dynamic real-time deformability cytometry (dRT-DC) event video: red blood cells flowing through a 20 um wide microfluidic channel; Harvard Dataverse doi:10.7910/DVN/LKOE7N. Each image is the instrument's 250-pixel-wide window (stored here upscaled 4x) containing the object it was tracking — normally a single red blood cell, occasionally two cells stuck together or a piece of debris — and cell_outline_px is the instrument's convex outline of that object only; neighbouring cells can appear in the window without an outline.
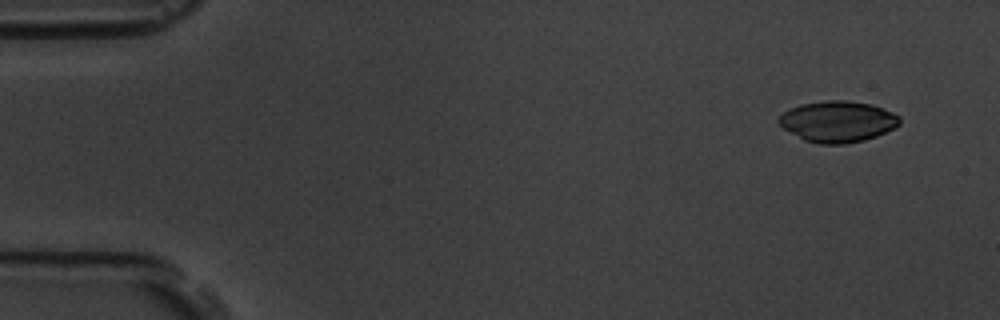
{"species": "common noctule bat (a hibernating species)", "species_latin": "Nyctalus noctula", "temperature_condition": "room temperature", "stored_images_in_passage": 5, "segment_of_instrument_passage": [1, 2], "camera_frame_rate_fps": 3000, "um_per_image_px": 0.085, "animal": {"sex": "male", "body_mass_g": 19.5, "forearm_length_mm": 54.6}, "frame": {"image": 1, "passage_image": 1, "time_ms": 0.0, "image_size_px": [1000, 320], "cell_outline_px": [[900, 124], [876, 136], [864, 140], [844, 144], [820, 144], [804, 140], [784, 128], [776, 120], [784, 112], [800, 104], [824, 100], [848, 100], [872, 104], [892, 112], [900, 116]], "centroid_in_image_um": [71.21, 10.32], "position_along_channel_um": 13.8, "area_um2": 28.84}}